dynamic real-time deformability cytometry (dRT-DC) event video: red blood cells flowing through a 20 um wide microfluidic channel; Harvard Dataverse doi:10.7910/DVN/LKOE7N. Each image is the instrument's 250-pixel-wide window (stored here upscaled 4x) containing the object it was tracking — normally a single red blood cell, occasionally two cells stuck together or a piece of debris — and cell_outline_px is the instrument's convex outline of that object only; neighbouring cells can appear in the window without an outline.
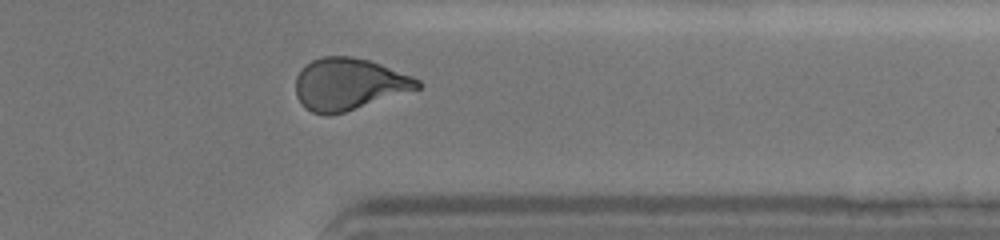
{"species": "human", "species_latin": "Homo sapiens", "temperature_condition": "cold", "stored_images_in_passage": 42, "camera_frame_rate_fps": 3000, "um_per_image_px": 0.085, "donor": {"sex": "female"}, "frame": {"image": 1, "passage_image": 36, "time_ms": 11.667, "image_size_px": [1000, 240], "cell_outline_px": [[420, 88], [344, 112], [328, 116], [312, 112], [296, 96], [296, 76], [312, 60], [324, 56], [352, 56], [368, 60], [380, 64], [412, 76], [420, 80]], "centroid_in_image_um": [29.65, 7.14], "position_along_channel_um": 381.7, "area_um2": 36.3}}